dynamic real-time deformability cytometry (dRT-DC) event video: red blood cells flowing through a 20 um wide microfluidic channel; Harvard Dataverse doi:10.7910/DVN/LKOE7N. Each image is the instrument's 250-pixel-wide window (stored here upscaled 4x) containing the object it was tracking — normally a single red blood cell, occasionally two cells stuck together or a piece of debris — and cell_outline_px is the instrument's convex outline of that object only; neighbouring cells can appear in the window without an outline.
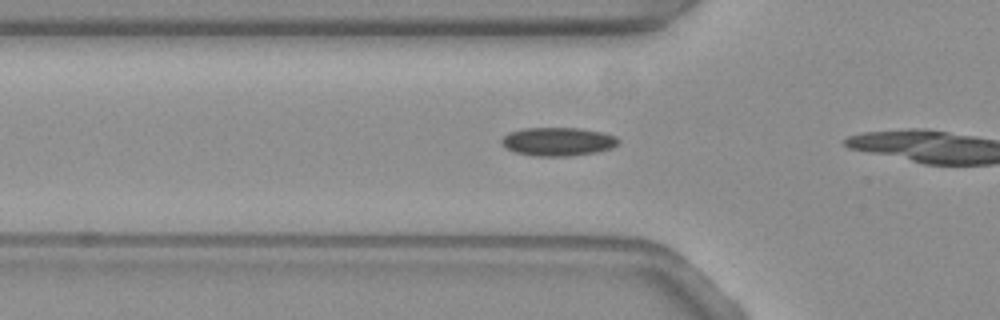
{"species": "common noctule bat (a hibernating species)", "species_latin": "Nyctalus noctula", "temperature_condition": "warm", "stored_images_in_passage": 7, "camera_frame_rate_fps": 3000, "um_per_image_px": 0.085, "animal": {"sex": "female", "body_mass_g": 19.3, "forearm_length_mm": 54.1}, "frame": {"image": 1, "passage_image": 2, "time_ms": 0.333, "image_size_px": [1000, 320], "cell_outline_px": [[620, 140], [612, 148], [596, 152], [572, 156], [536, 156], [516, 152], [500, 144], [500, 140], [508, 132], [524, 128], [580, 128], [600, 132], [616, 136]], "centroid_in_image_um": [47.41, 12.03], "position_along_channel_um": 78.4, "area_um2": 19.36}}
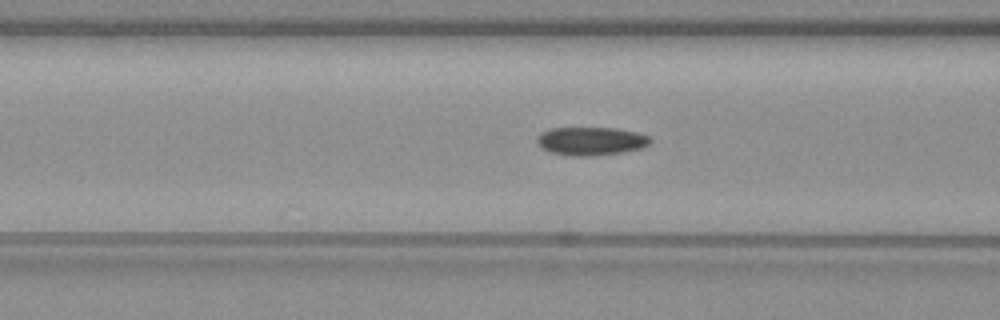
{"frame": {"image": 2, "passage_image": 5, "time_ms": 1.333, "image_size_px": [1000, 320], "cell_outline_px": [[652, 140], [648, 144], [640, 148], [620, 152], [588, 156], [572, 156], [552, 152], [540, 148], [536, 140], [536, 136], [552, 128], [616, 128], [636, 132], [648, 136]], "centroid_in_image_um": [50.2, 11.99], "position_along_channel_um": 116.4, "area_um2": 18.44}}